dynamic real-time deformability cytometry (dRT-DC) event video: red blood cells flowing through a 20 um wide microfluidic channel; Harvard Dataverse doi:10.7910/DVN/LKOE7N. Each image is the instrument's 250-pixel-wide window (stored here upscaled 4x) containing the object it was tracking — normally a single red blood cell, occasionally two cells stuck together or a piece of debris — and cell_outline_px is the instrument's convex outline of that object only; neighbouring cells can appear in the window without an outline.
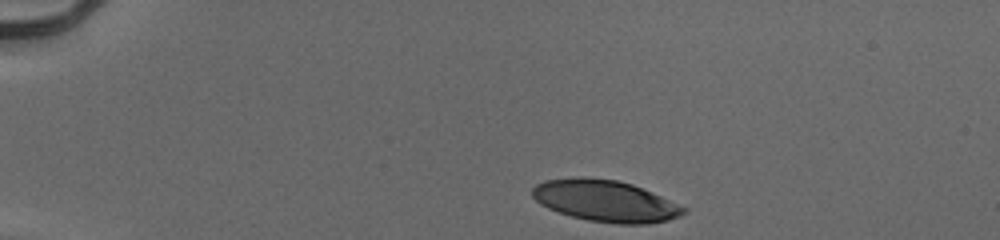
{"species": "human", "species_latin": "Homo sapiens", "temperature_condition": "cold", "stored_images_in_passage": 36, "camera_frame_rate_fps": 3000, "um_per_image_px": 0.085, "donor": {"sex": "male"}, "frame": {"image": 1, "passage_image": 1, "time_ms": 0.0, "image_size_px": [1000, 240], "cell_outline_px": [[688, 212], [680, 216], [668, 220], [648, 224], [616, 224], [588, 220], [572, 216], [548, 208], [540, 204], [532, 196], [532, 188], [536, 184], [544, 180], [576, 176], [580, 176], [616, 180], [632, 184], [652, 192], [688, 208]], "centroid_in_image_um": [51.47, 17.07], "position_along_channel_um": 33.5, "area_um2": 36.82}}
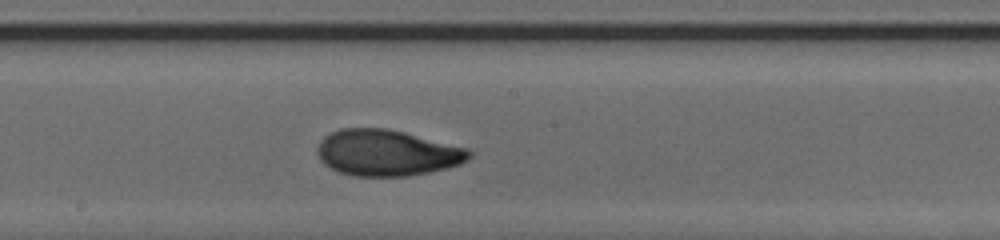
{"frame": {"image": 2, "passage_image": 21, "time_ms": 6.667, "image_size_px": [1000, 240], "cell_outline_px": [[472, 156], [468, 160], [460, 164], [428, 172], [408, 176], [352, 176], [340, 172], [324, 164], [320, 160], [316, 152], [316, 148], [320, 140], [324, 136], [340, 128], [388, 128], [468, 148], [472, 152]], "centroid_in_image_um": [32.87, 12.98], "position_along_channel_um": 215.3, "area_um2": 40.92}}
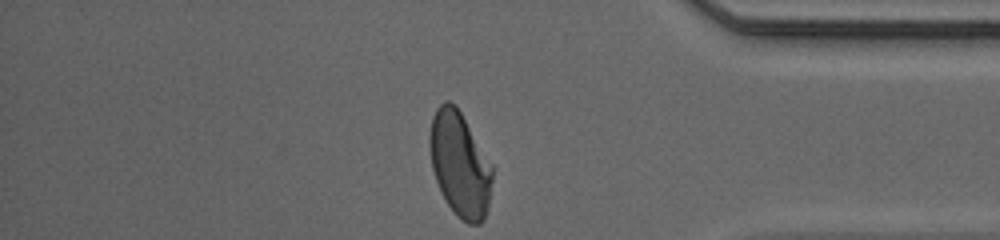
{"frame": {"image": 3, "passage_image": 36, "time_ms": 11.667, "image_size_px": [1000, 240], "cell_outline_px": [[492, 180], [488, 208], [484, 220], [480, 224], [468, 224], [460, 220], [456, 216], [448, 204], [436, 180], [432, 168], [428, 144], [428, 140], [432, 116], [436, 108], [444, 100], [448, 100], [456, 104], [492, 164]], "centroid_in_image_um": [39.08, 13.95], "position_along_channel_um": 396.1, "area_um2": 38.49}, "authors_computed_cell_mechanics": {"area_um2": 39.6219, "velocity_mm_per_s": 3.9448, "shape_relaxation_time_tau1_ms": 4.6222, "shape_relaxation_time_tau2_ms": 1.1656, "deformation_change_tau1": 0.21, "deformation_change_tau2": 0.0632}}